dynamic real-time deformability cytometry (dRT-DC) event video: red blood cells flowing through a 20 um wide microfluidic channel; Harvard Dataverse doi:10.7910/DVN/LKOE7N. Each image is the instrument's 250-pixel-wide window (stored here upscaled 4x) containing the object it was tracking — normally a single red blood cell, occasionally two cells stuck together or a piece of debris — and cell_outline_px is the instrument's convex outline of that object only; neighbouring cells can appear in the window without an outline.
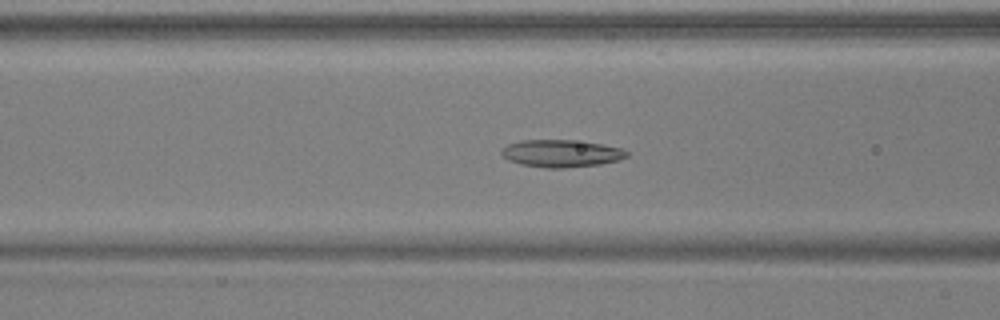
{"species": "common noctule bat (a hibernating species)", "species_latin": "Nyctalus noctula", "temperature_condition": "warm", "stored_images_in_passage": 46, "camera_frame_rate_fps": 3000, "um_per_image_px": 0.085, "animal": {"sex": "male", "body_mass_g": 17.9, "forearm_length_mm": 54.2}, "frame": {"image": 1, "passage_image": 15, "time_ms": 4.667, "image_size_px": [1000, 320], "cell_outline_px": [[628, 156], [616, 160], [600, 164], [564, 168], [544, 168], [520, 164], [508, 160], [500, 152], [508, 144], [520, 140], [572, 140], [600, 144], [620, 148], [628, 152]], "centroid_in_image_um": [47.67, 13.04], "position_along_channel_um": 118.9, "area_um2": 19.77}}
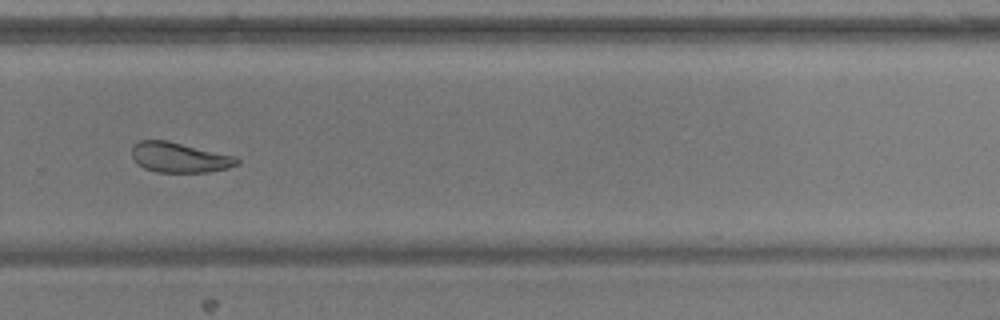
{"frame": {"image": 2, "passage_image": 30, "time_ms": 9.667, "image_size_px": [1000, 320], "cell_outline_px": [[240, 164], [228, 168], [208, 172], [156, 172], [144, 168], [136, 164], [132, 156], [132, 148], [140, 140], [168, 140], [236, 156], [240, 160]], "centroid_in_image_um": [15.27, 13.38], "position_along_channel_um": 314.5, "area_um2": 18.61}}
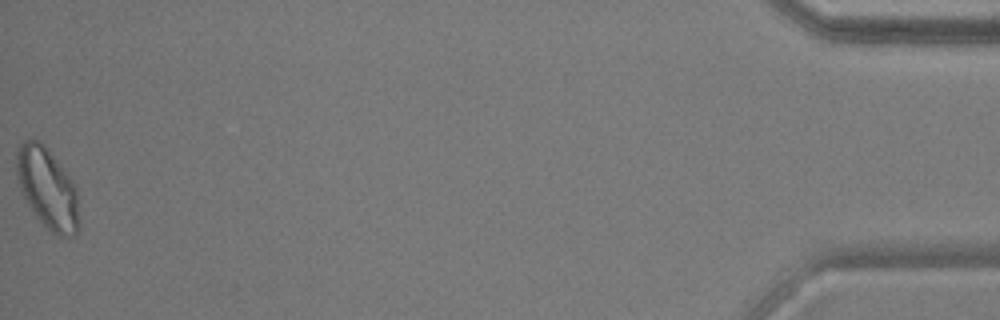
{"frame": {"image": 3, "passage_image": 46, "time_ms": 15.0, "image_size_px": [1000, 320], "cell_outline_px": [[80, 224], [76, 232], [72, 236], [56, 236], [36, 216], [20, 192], [16, 172], [16, 148], [24, 140], [40, 140], [48, 148], [76, 184], [80, 220]], "centroid_in_image_um": [4.04, 15.99], "position_along_channel_um": 431.2, "area_um2": 29.88}, "authors_computed_cell_mechanics": {"area_um2": 20.3745, "velocity_mm_per_s": 3.9202, "shape_relaxation_time_tau1_ms": 5.4627, "shape_relaxation_time_tau2_ms": 3.3088, "deformation_change_tau1": 0.1546, "deformation_change_tau2": 0.1028}}